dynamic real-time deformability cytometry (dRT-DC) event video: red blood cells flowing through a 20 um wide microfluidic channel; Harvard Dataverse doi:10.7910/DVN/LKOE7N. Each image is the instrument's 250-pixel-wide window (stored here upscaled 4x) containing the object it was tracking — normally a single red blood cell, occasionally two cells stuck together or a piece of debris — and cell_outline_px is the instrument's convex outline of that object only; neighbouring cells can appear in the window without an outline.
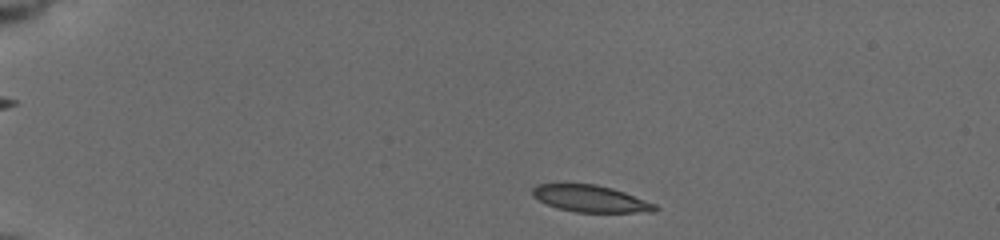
{"species": "common noctule bat (a hibernating species)", "species_latin": "Nyctalus noctula", "temperature_condition": "cold", "stored_images_in_passage": 47, "camera_frame_rate_fps": 3000, "um_per_image_px": 0.085, "animal": {"sex": "female", "body_mass_g": 19.5, "forearm_length_mm": 54.1}, "frame": {"image": 1, "passage_image": 3, "time_ms": 0.667, "image_size_px": [1000, 240], "cell_outline_px": [[660, 208], [656, 212], [576, 212], [556, 208], [532, 196], [532, 188], [536, 184], [596, 184], [612, 188], [624, 192], [656, 204]], "centroid_in_image_um": [50.22, 16.89], "position_along_channel_um": 34.8, "area_um2": 19.13}}
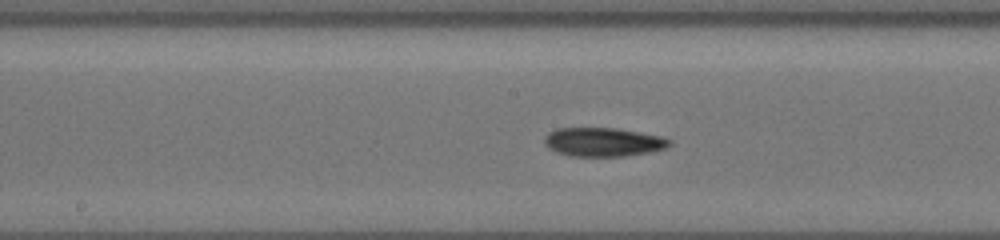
{"frame": {"image": 2, "passage_image": 22, "time_ms": 7.0, "image_size_px": [1000, 240], "cell_outline_px": [[672, 144], [664, 148], [652, 152], [624, 156], [568, 156], [556, 152], [548, 148], [544, 144], [544, 136], [548, 132], [556, 128], [616, 128], [664, 136], [672, 140]], "centroid_in_image_um": [51.27, 12.07], "position_along_channel_um": 196.9, "area_um2": 21.33}}
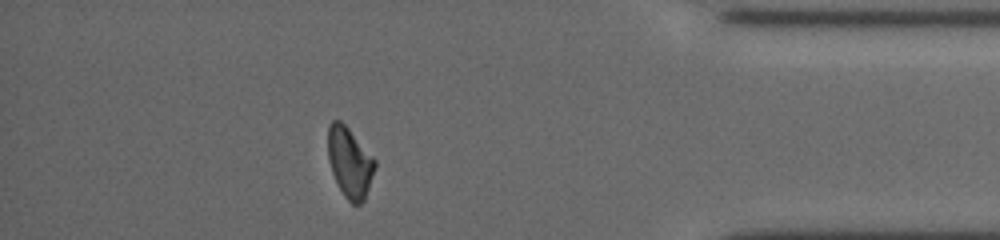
{"frame": {"image": 3, "passage_image": 41, "time_ms": 13.333, "image_size_px": [1000, 240], "cell_outline_px": [[376, 164], [364, 200], [360, 204], [352, 204], [344, 196], [332, 172], [328, 160], [328, 128], [332, 120], [340, 120], [348, 128], [376, 160]], "centroid_in_image_um": [29.71, 13.8], "position_along_channel_um": 405.5, "area_um2": 18.9}, "authors_computed_cell_mechanics": {"area_um2": 20.1722, "velocity_mm_per_s": 3.7556, "shape_relaxation_time_tau1_ms": 7.6067, "shape_relaxation_time_tau2_ms": null, "deformation_change_tau1": 0.203, "deformation_change_tau2": null}}